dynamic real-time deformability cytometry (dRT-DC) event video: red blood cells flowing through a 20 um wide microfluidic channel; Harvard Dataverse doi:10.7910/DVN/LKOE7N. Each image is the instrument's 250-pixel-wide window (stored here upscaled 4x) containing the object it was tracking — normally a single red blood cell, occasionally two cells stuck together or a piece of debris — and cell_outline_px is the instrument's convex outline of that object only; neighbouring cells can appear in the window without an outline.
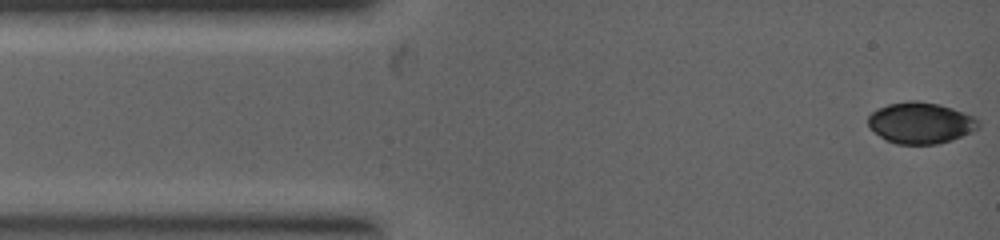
{"species": "common noctule bat (a hibernating species)", "species_latin": "Nyctalus noctula", "temperature_condition": "warm", "stored_images_in_passage": 2, "camera_frame_rate_fps": 5000, "um_per_image_px": 0.085, "animal": {"sex": "female", "body_mass_g": 19.0, "forearm_length_mm": 53.3}, "frame": {"image": 1, "passage_image": 1, "time_ms": 0.0, "image_size_px": [1000, 240], "cell_outline_px": [[980, 128], [972, 132], [952, 140], [936, 144], [896, 144], [880, 136], [868, 124], [868, 116], [872, 112], [888, 104], [908, 100], [916, 100], [940, 104], [976, 116], [980, 124]], "centroid_in_image_um": [78.31, 10.44], "position_along_channel_um": 6.7, "area_um2": 26.59}}